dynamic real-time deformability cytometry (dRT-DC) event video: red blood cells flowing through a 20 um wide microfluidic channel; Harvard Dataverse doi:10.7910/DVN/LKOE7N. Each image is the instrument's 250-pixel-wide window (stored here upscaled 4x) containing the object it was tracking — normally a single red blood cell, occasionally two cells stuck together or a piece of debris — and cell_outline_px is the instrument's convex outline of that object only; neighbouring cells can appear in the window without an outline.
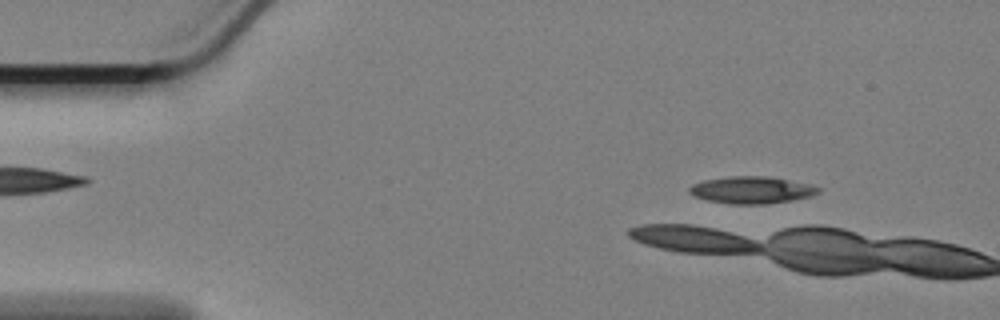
{"species": "Egyptian fruit bat (a non-hibernating species)", "species_latin": "Rousettus aegyptiacus", "temperature_condition": "cold", "stored_images_in_passage": 8, "camera_frame_rate_fps": 3000, "um_per_image_px": 0.085, "animal": {"sex": "female"}, "frame": {"image": 1, "passage_image": 6, "time_ms": 1.667, "image_size_px": [1000, 320], "cell_outline_px": [[820, 192], [812, 196], [792, 200], [764, 204], [728, 204], [708, 200], [696, 196], [688, 192], [688, 188], [692, 184], [704, 180], [728, 176], [768, 176], [812, 184], [820, 188]], "centroid_in_image_um": [63.91, 16.14], "position_along_channel_um": 21.1, "area_um2": 20.46}}